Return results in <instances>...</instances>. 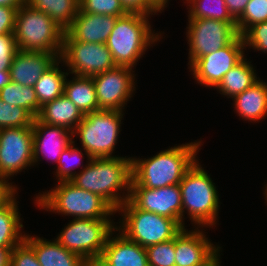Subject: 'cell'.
<instances>
[{
    "label": "cell",
    "mask_w": 267,
    "mask_h": 266,
    "mask_svg": "<svg viewBox=\"0 0 267 266\" xmlns=\"http://www.w3.org/2000/svg\"><path fill=\"white\" fill-rule=\"evenodd\" d=\"M79 9L84 13L121 17L128 12L120 0H79Z\"/></svg>",
    "instance_id": "obj_35"
},
{
    "label": "cell",
    "mask_w": 267,
    "mask_h": 266,
    "mask_svg": "<svg viewBox=\"0 0 267 266\" xmlns=\"http://www.w3.org/2000/svg\"><path fill=\"white\" fill-rule=\"evenodd\" d=\"M198 162L197 159L179 183L183 228H185V213L196 228H212L219 218V204H221L219 192L210 175Z\"/></svg>",
    "instance_id": "obj_4"
},
{
    "label": "cell",
    "mask_w": 267,
    "mask_h": 266,
    "mask_svg": "<svg viewBox=\"0 0 267 266\" xmlns=\"http://www.w3.org/2000/svg\"><path fill=\"white\" fill-rule=\"evenodd\" d=\"M59 59L70 75L78 76L92 77L117 66L106 44L75 41L66 31Z\"/></svg>",
    "instance_id": "obj_10"
},
{
    "label": "cell",
    "mask_w": 267,
    "mask_h": 266,
    "mask_svg": "<svg viewBox=\"0 0 267 266\" xmlns=\"http://www.w3.org/2000/svg\"><path fill=\"white\" fill-rule=\"evenodd\" d=\"M118 17L84 13L80 9L66 32L75 40L105 44Z\"/></svg>",
    "instance_id": "obj_20"
},
{
    "label": "cell",
    "mask_w": 267,
    "mask_h": 266,
    "mask_svg": "<svg viewBox=\"0 0 267 266\" xmlns=\"http://www.w3.org/2000/svg\"><path fill=\"white\" fill-rule=\"evenodd\" d=\"M13 248L0 247V266H10L11 250Z\"/></svg>",
    "instance_id": "obj_43"
},
{
    "label": "cell",
    "mask_w": 267,
    "mask_h": 266,
    "mask_svg": "<svg viewBox=\"0 0 267 266\" xmlns=\"http://www.w3.org/2000/svg\"><path fill=\"white\" fill-rule=\"evenodd\" d=\"M84 266H108L100 257L86 259Z\"/></svg>",
    "instance_id": "obj_45"
},
{
    "label": "cell",
    "mask_w": 267,
    "mask_h": 266,
    "mask_svg": "<svg viewBox=\"0 0 267 266\" xmlns=\"http://www.w3.org/2000/svg\"><path fill=\"white\" fill-rule=\"evenodd\" d=\"M126 66L92 76L100 110L125 111L136 90L135 70ZM134 73V74H133Z\"/></svg>",
    "instance_id": "obj_13"
},
{
    "label": "cell",
    "mask_w": 267,
    "mask_h": 266,
    "mask_svg": "<svg viewBox=\"0 0 267 266\" xmlns=\"http://www.w3.org/2000/svg\"><path fill=\"white\" fill-rule=\"evenodd\" d=\"M18 51L13 33L0 35V69L9 70Z\"/></svg>",
    "instance_id": "obj_38"
},
{
    "label": "cell",
    "mask_w": 267,
    "mask_h": 266,
    "mask_svg": "<svg viewBox=\"0 0 267 266\" xmlns=\"http://www.w3.org/2000/svg\"><path fill=\"white\" fill-rule=\"evenodd\" d=\"M0 99L9 105L25 108L34 118L41 110L35 89L32 86H23L10 81L0 90Z\"/></svg>",
    "instance_id": "obj_29"
},
{
    "label": "cell",
    "mask_w": 267,
    "mask_h": 266,
    "mask_svg": "<svg viewBox=\"0 0 267 266\" xmlns=\"http://www.w3.org/2000/svg\"><path fill=\"white\" fill-rule=\"evenodd\" d=\"M267 21V0H250L236 19L237 31L243 35L251 26Z\"/></svg>",
    "instance_id": "obj_32"
},
{
    "label": "cell",
    "mask_w": 267,
    "mask_h": 266,
    "mask_svg": "<svg viewBox=\"0 0 267 266\" xmlns=\"http://www.w3.org/2000/svg\"><path fill=\"white\" fill-rule=\"evenodd\" d=\"M117 212L122 217L116 224L118 232L144 248L173 239L183 230L176 220L140 210L129 199Z\"/></svg>",
    "instance_id": "obj_7"
},
{
    "label": "cell",
    "mask_w": 267,
    "mask_h": 266,
    "mask_svg": "<svg viewBox=\"0 0 267 266\" xmlns=\"http://www.w3.org/2000/svg\"><path fill=\"white\" fill-rule=\"evenodd\" d=\"M183 230L175 237V266H210L221 248L214 245L201 228Z\"/></svg>",
    "instance_id": "obj_16"
},
{
    "label": "cell",
    "mask_w": 267,
    "mask_h": 266,
    "mask_svg": "<svg viewBox=\"0 0 267 266\" xmlns=\"http://www.w3.org/2000/svg\"><path fill=\"white\" fill-rule=\"evenodd\" d=\"M245 50L253 49L254 51H260L262 53H267V21L258 23L254 26H251L243 35H242Z\"/></svg>",
    "instance_id": "obj_36"
},
{
    "label": "cell",
    "mask_w": 267,
    "mask_h": 266,
    "mask_svg": "<svg viewBox=\"0 0 267 266\" xmlns=\"http://www.w3.org/2000/svg\"><path fill=\"white\" fill-rule=\"evenodd\" d=\"M16 12L12 7H0V35L14 33Z\"/></svg>",
    "instance_id": "obj_40"
},
{
    "label": "cell",
    "mask_w": 267,
    "mask_h": 266,
    "mask_svg": "<svg viewBox=\"0 0 267 266\" xmlns=\"http://www.w3.org/2000/svg\"><path fill=\"white\" fill-rule=\"evenodd\" d=\"M264 190H265L264 191V196H265V200H266V203H267V184H265V189Z\"/></svg>",
    "instance_id": "obj_49"
},
{
    "label": "cell",
    "mask_w": 267,
    "mask_h": 266,
    "mask_svg": "<svg viewBox=\"0 0 267 266\" xmlns=\"http://www.w3.org/2000/svg\"><path fill=\"white\" fill-rule=\"evenodd\" d=\"M72 79V80H71ZM66 79L64 95L85 115L99 111L95 85L92 77L74 75Z\"/></svg>",
    "instance_id": "obj_26"
},
{
    "label": "cell",
    "mask_w": 267,
    "mask_h": 266,
    "mask_svg": "<svg viewBox=\"0 0 267 266\" xmlns=\"http://www.w3.org/2000/svg\"><path fill=\"white\" fill-rule=\"evenodd\" d=\"M244 52L243 38L238 35L227 46L198 58L188 69L198 84L215 88L231 68L247 58Z\"/></svg>",
    "instance_id": "obj_14"
},
{
    "label": "cell",
    "mask_w": 267,
    "mask_h": 266,
    "mask_svg": "<svg viewBox=\"0 0 267 266\" xmlns=\"http://www.w3.org/2000/svg\"><path fill=\"white\" fill-rule=\"evenodd\" d=\"M15 195L4 207L0 208V247L14 248L20 244L26 233L22 232L23 223L19 213V203ZM24 233V234H23Z\"/></svg>",
    "instance_id": "obj_25"
},
{
    "label": "cell",
    "mask_w": 267,
    "mask_h": 266,
    "mask_svg": "<svg viewBox=\"0 0 267 266\" xmlns=\"http://www.w3.org/2000/svg\"><path fill=\"white\" fill-rule=\"evenodd\" d=\"M26 3L38 11L46 13L66 31L79 11V0H26Z\"/></svg>",
    "instance_id": "obj_28"
},
{
    "label": "cell",
    "mask_w": 267,
    "mask_h": 266,
    "mask_svg": "<svg viewBox=\"0 0 267 266\" xmlns=\"http://www.w3.org/2000/svg\"><path fill=\"white\" fill-rule=\"evenodd\" d=\"M33 165H38L42 158L58 163L62 152L69 147L75 139L70 130L41 122L34 118L33 125Z\"/></svg>",
    "instance_id": "obj_17"
},
{
    "label": "cell",
    "mask_w": 267,
    "mask_h": 266,
    "mask_svg": "<svg viewBox=\"0 0 267 266\" xmlns=\"http://www.w3.org/2000/svg\"><path fill=\"white\" fill-rule=\"evenodd\" d=\"M84 116L76 105L62 94L41 106L37 118L43 123L64 127L73 132Z\"/></svg>",
    "instance_id": "obj_23"
},
{
    "label": "cell",
    "mask_w": 267,
    "mask_h": 266,
    "mask_svg": "<svg viewBox=\"0 0 267 266\" xmlns=\"http://www.w3.org/2000/svg\"><path fill=\"white\" fill-rule=\"evenodd\" d=\"M10 82V71L0 69V90Z\"/></svg>",
    "instance_id": "obj_46"
},
{
    "label": "cell",
    "mask_w": 267,
    "mask_h": 266,
    "mask_svg": "<svg viewBox=\"0 0 267 266\" xmlns=\"http://www.w3.org/2000/svg\"><path fill=\"white\" fill-rule=\"evenodd\" d=\"M60 66L65 67L64 63L62 65V61L58 59L35 83L34 89L40 106L64 94L65 81L69 73L64 69L62 71Z\"/></svg>",
    "instance_id": "obj_27"
},
{
    "label": "cell",
    "mask_w": 267,
    "mask_h": 266,
    "mask_svg": "<svg viewBox=\"0 0 267 266\" xmlns=\"http://www.w3.org/2000/svg\"><path fill=\"white\" fill-rule=\"evenodd\" d=\"M115 223L112 219H72L55 239L84 260L100 257Z\"/></svg>",
    "instance_id": "obj_9"
},
{
    "label": "cell",
    "mask_w": 267,
    "mask_h": 266,
    "mask_svg": "<svg viewBox=\"0 0 267 266\" xmlns=\"http://www.w3.org/2000/svg\"><path fill=\"white\" fill-rule=\"evenodd\" d=\"M13 34L18 50L49 52L60 57L64 30L46 13L27 3L16 12Z\"/></svg>",
    "instance_id": "obj_6"
},
{
    "label": "cell",
    "mask_w": 267,
    "mask_h": 266,
    "mask_svg": "<svg viewBox=\"0 0 267 266\" xmlns=\"http://www.w3.org/2000/svg\"><path fill=\"white\" fill-rule=\"evenodd\" d=\"M149 15L127 13L118 17L106 41L117 66L134 68L149 46L160 42L162 31L154 32Z\"/></svg>",
    "instance_id": "obj_3"
},
{
    "label": "cell",
    "mask_w": 267,
    "mask_h": 266,
    "mask_svg": "<svg viewBox=\"0 0 267 266\" xmlns=\"http://www.w3.org/2000/svg\"><path fill=\"white\" fill-rule=\"evenodd\" d=\"M24 240L34 249L41 266H84V259L62 246L56 239L26 233Z\"/></svg>",
    "instance_id": "obj_21"
},
{
    "label": "cell",
    "mask_w": 267,
    "mask_h": 266,
    "mask_svg": "<svg viewBox=\"0 0 267 266\" xmlns=\"http://www.w3.org/2000/svg\"><path fill=\"white\" fill-rule=\"evenodd\" d=\"M210 266H221L220 256Z\"/></svg>",
    "instance_id": "obj_48"
},
{
    "label": "cell",
    "mask_w": 267,
    "mask_h": 266,
    "mask_svg": "<svg viewBox=\"0 0 267 266\" xmlns=\"http://www.w3.org/2000/svg\"><path fill=\"white\" fill-rule=\"evenodd\" d=\"M129 200L140 210L174 219L182 226V200L179 184L156 189L131 186Z\"/></svg>",
    "instance_id": "obj_15"
},
{
    "label": "cell",
    "mask_w": 267,
    "mask_h": 266,
    "mask_svg": "<svg viewBox=\"0 0 267 266\" xmlns=\"http://www.w3.org/2000/svg\"><path fill=\"white\" fill-rule=\"evenodd\" d=\"M117 232L115 229L108 237L100 258L108 266H149L146 248Z\"/></svg>",
    "instance_id": "obj_19"
},
{
    "label": "cell",
    "mask_w": 267,
    "mask_h": 266,
    "mask_svg": "<svg viewBox=\"0 0 267 266\" xmlns=\"http://www.w3.org/2000/svg\"><path fill=\"white\" fill-rule=\"evenodd\" d=\"M6 178L0 177V208L4 207L17 193V185L8 182Z\"/></svg>",
    "instance_id": "obj_41"
},
{
    "label": "cell",
    "mask_w": 267,
    "mask_h": 266,
    "mask_svg": "<svg viewBox=\"0 0 267 266\" xmlns=\"http://www.w3.org/2000/svg\"><path fill=\"white\" fill-rule=\"evenodd\" d=\"M255 71L251 61H248L244 57L223 76L215 89L218 90L221 95L227 98H233L260 80Z\"/></svg>",
    "instance_id": "obj_24"
},
{
    "label": "cell",
    "mask_w": 267,
    "mask_h": 266,
    "mask_svg": "<svg viewBox=\"0 0 267 266\" xmlns=\"http://www.w3.org/2000/svg\"><path fill=\"white\" fill-rule=\"evenodd\" d=\"M188 68L198 59L231 43L238 35L236 23L214 19H188Z\"/></svg>",
    "instance_id": "obj_11"
},
{
    "label": "cell",
    "mask_w": 267,
    "mask_h": 266,
    "mask_svg": "<svg viewBox=\"0 0 267 266\" xmlns=\"http://www.w3.org/2000/svg\"><path fill=\"white\" fill-rule=\"evenodd\" d=\"M128 13H141L144 15H157L163 12L152 0H120Z\"/></svg>",
    "instance_id": "obj_39"
},
{
    "label": "cell",
    "mask_w": 267,
    "mask_h": 266,
    "mask_svg": "<svg viewBox=\"0 0 267 266\" xmlns=\"http://www.w3.org/2000/svg\"><path fill=\"white\" fill-rule=\"evenodd\" d=\"M250 0H225L226 6L230 14L237 19L244 11Z\"/></svg>",
    "instance_id": "obj_42"
},
{
    "label": "cell",
    "mask_w": 267,
    "mask_h": 266,
    "mask_svg": "<svg viewBox=\"0 0 267 266\" xmlns=\"http://www.w3.org/2000/svg\"><path fill=\"white\" fill-rule=\"evenodd\" d=\"M10 266H41L34 249L23 240L11 250Z\"/></svg>",
    "instance_id": "obj_37"
},
{
    "label": "cell",
    "mask_w": 267,
    "mask_h": 266,
    "mask_svg": "<svg viewBox=\"0 0 267 266\" xmlns=\"http://www.w3.org/2000/svg\"><path fill=\"white\" fill-rule=\"evenodd\" d=\"M59 58L54 53L18 50L10 66V81L34 87L37 80Z\"/></svg>",
    "instance_id": "obj_18"
},
{
    "label": "cell",
    "mask_w": 267,
    "mask_h": 266,
    "mask_svg": "<svg viewBox=\"0 0 267 266\" xmlns=\"http://www.w3.org/2000/svg\"><path fill=\"white\" fill-rule=\"evenodd\" d=\"M33 165L32 126L0 129V177L11 180Z\"/></svg>",
    "instance_id": "obj_12"
},
{
    "label": "cell",
    "mask_w": 267,
    "mask_h": 266,
    "mask_svg": "<svg viewBox=\"0 0 267 266\" xmlns=\"http://www.w3.org/2000/svg\"><path fill=\"white\" fill-rule=\"evenodd\" d=\"M34 117L23 107L9 105L0 99V129L32 126Z\"/></svg>",
    "instance_id": "obj_33"
},
{
    "label": "cell",
    "mask_w": 267,
    "mask_h": 266,
    "mask_svg": "<svg viewBox=\"0 0 267 266\" xmlns=\"http://www.w3.org/2000/svg\"><path fill=\"white\" fill-rule=\"evenodd\" d=\"M202 140L174 145L146 158H132L131 186L156 189L179 184L198 159Z\"/></svg>",
    "instance_id": "obj_2"
},
{
    "label": "cell",
    "mask_w": 267,
    "mask_h": 266,
    "mask_svg": "<svg viewBox=\"0 0 267 266\" xmlns=\"http://www.w3.org/2000/svg\"><path fill=\"white\" fill-rule=\"evenodd\" d=\"M132 157L91 158L70 182L99 195L116 211L130 197Z\"/></svg>",
    "instance_id": "obj_1"
},
{
    "label": "cell",
    "mask_w": 267,
    "mask_h": 266,
    "mask_svg": "<svg viewBox=\"0 0 267 266\" xmlns=\"http://www.w3.org/2000/svg\"><path fill=\"white\" fill-rule=\"evenodd\" d=\"M123 115V111L117 110H99L85 114L73 131V137L80 138L87 160L119 157L113 154L121 131Z\"/></svg>",
    "instance_id": "obj_8"
},
{
    "label": "cell",
    "mask_w": 267,
    "mask_h": 266,
    "mask_svg": "<svg viewBox=\"0 0 267 266\" xmlns=\"http://www.w3.org/2000/svg\"><path fill=\"white\" fill-rule=\"evenodd\" d=\"M149 266H175V238L146 248Z\"/></svg>",
    "instance_id": "obj_34"
},
{
    "label": "cell",
    "mask_w": 267,
    "mask_h": 266,
    "mask_svg": "<svg viewBox=\"0 0 267 266\" xmlns=\"http://www.w3.org/2000/svg\"><path fill=\"white\" fill-rule=\"evenodd\" d=\"M51 190L38 193L36 205L45 211L73 219H111L116 211L99 195L76 187L70 181H56Z\"/></svg>",
    "instance_id": "obj_5"
},
{
    "label": "cell",
    "mask_w": 267,
    "mask_h": 266,
    "mask_svg": "<svg viewBox=\"0 0 267 266\" xmlns=\"http://www.w3.org/2000/svg\"><path fill=\"white\" fill-rule=\"evenodd\" d=\"M162 11L169 5L170 0H152Z\"/></svg>",
    "instance_id": "obj_47"
},
{
    "label": "cell",
    "mask_w": 267,
    "mask_h": 266,
    "mask_svg": "<svg viewBox=\"0 0 267 266\" xmlns=\"http://www.w3.org/2000/svg\"><path fill=\"white\" fill-rule=\"evenodd\" d=\"M232 100L235 113L240 118L251 123L260 122L267 117V82L260 79Z\"/></svg>",
    "instance_id": "obj_22"
},
{
    "label": "cell",
    "mask_w": 267,
    "mask_h": 266,
    "mask_svg": "<svg viewBox=\"0 0 267 266\" xmlns=\"http://www.w3.org/2000/svg\"><path fill=\"white\" fill-rule=\"evenodd\" d=\"M75 145V141H73L60 155L55 172L57 181H70L78 173L75 169L83 163L84 154L83 149L81 150Z\"/></svg>",
    "instance_id": "obj_31"
},
{
    "label": "cell",
    "mask_w": 267,
    "mask_h": 266,
    "mask_svg": "<svg viewBox=\"0 0 267 266\" xmlns=\"http://www.w3.org/2000/svg\"><path fill=\"white\" fill-rule=\"evenodd\" d=\"M187 3L188 19H214L227 23H236L230 14L225 0H185ZM189 6V8H188Z\"/></svg>",
    "instance_id": "obj_30"
},
{
    "label": "cell",
    "mask_w": 267,
    "mask_h": 266,
    "mask_svg": "<svg viewBox=\"0 0 267 266\" xmlns=\"http://www.w3.org/2000/svg\"><path fill=\"white\" fill-rule=\"evenodd\" d=\"M25 3L26 0H0V7L7 6L19 10Z\"/></svg>",
    "instance_id": "obj_44"
}]
</instances>
